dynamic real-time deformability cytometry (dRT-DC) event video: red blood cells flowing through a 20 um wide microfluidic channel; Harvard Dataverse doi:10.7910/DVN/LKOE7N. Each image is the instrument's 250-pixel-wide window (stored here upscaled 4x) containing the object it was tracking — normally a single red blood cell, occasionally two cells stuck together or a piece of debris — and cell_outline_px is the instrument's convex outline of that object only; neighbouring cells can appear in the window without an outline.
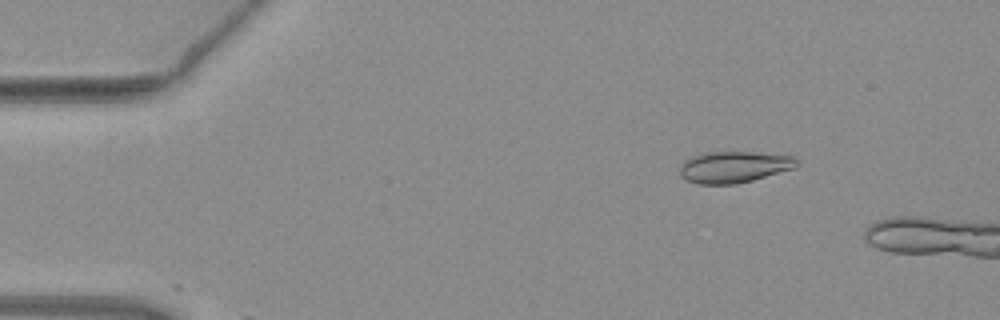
{"species": "common noctule bat (a hibernating species)", "species_latin": "Nyctalus noctula", "temperature_condition": "warm", "stored_images_in_passage": 5, "camera_frame_rate_fps": 3000, "um_per_image_px": 0.085, "animal": {"sex": "female", "body_mass_g": 19.3, "forearm_length_mm": 54.1}, "frame": {"image": 1, "passage_image": 2, "time_ms": 0.333, "image_size_px": [1000, 320], "cell_outline_px": [[800, 164], [796, 168], [752, 180], [736, 184], [696, 184], [680, 176], [680, 164], [684, 160], [692, 156], [704, 152], [752, 152], [792, 156], [800, 160]], "centroid_in_image_um": [62.4, 14.19], "position_along_channel_um": 22.6, "area_um2": 21.62}}